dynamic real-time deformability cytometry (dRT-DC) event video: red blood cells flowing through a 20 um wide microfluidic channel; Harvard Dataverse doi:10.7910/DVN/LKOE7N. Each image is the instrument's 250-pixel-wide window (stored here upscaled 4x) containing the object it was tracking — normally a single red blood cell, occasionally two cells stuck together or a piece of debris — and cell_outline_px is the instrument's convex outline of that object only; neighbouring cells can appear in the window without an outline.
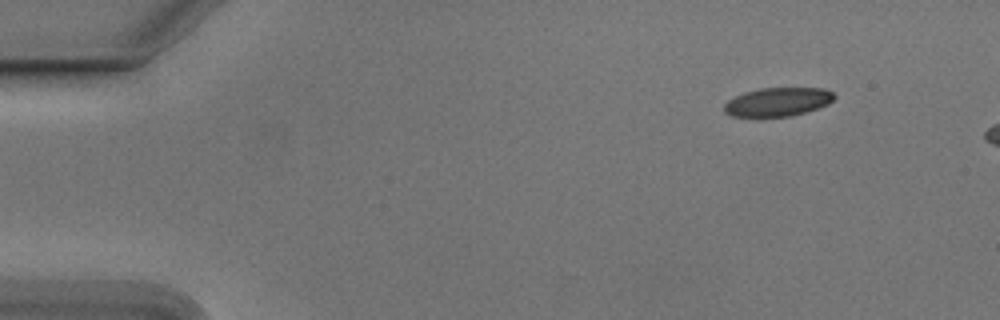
{"species": "Egyptian fruit bat (a non-hibernating species)", "species_latin": "Rousettus aegyptiacus", "temperature_condition": "cold", "stored_images_in_passage": 6, "camera_frame_rate_fps": 3000, "um_per_image_px": 0.085, "animal": {"sex": "male"}, "frame": {"image": 1, "passage_image": 1, "time_ms": 0.0, "image_size_px": [1000, 320], "cell_outline_px": [[836, 96], [828, 104], [804, 112], [788, 116], [732, 116], [724, 112], [724, 104], [728, 100], [744, 92], [760, 88], [824, 88], [832, 92]], "centroid_in_image_um": [66.1, 8.65], "position_along_channel_um": 18.9, "area_um2": 18.15}}